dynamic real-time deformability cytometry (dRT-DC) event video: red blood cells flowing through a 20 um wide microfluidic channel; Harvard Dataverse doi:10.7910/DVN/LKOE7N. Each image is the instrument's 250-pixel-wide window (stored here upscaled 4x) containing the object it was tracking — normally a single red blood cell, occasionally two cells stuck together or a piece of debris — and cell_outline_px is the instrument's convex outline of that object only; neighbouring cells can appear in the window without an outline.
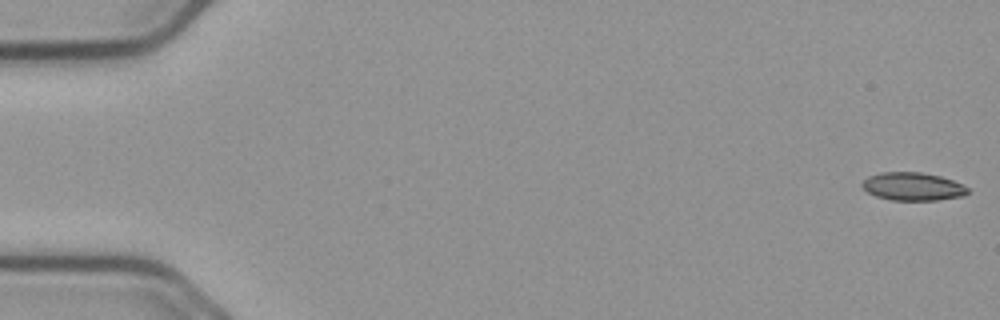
{"species": "common noctule bat (a hibernating species)", "species_latin": "Nyctalus noctula", "temperature_condition": "cold", "stored_images_in_passage": 56, "camera_frame_rate_fps": 3000, "um_per_image_px": 0.085, "animal": {"sex": "male", "body_mass_g": 23.1, "forearm_length_mm": 52.7}, "frame": {"image": 1, "passage_image": 1, "time_ms": 0.0, "image_size_px": [1000, 320], "cell_outline_px": [[968, 192], [964, 196], [940, 200], [892, 200], [876, 196], [868, 192], [860, 184], [868, 176], [880, 172], [920, 172], [940, 176], [952, 180], [968, 188]], "centroid_in_image_um": [77.58, 15.85], "position_along_channel_um": 7.4, "area_um2": 17.22}}
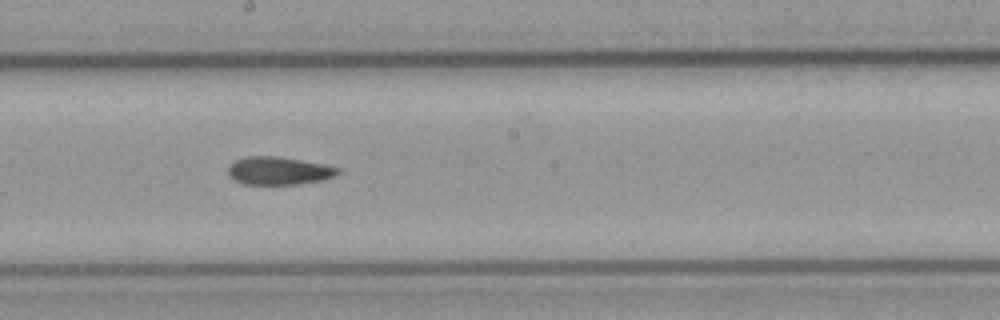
{"frame": {"image": 2, "passage_image": 31, "time_ms": 10.0, "image_size_px": [1000, 320], "cell_outline_px": [[340, 172], [336, 176], [320, 180], [296, 184], [244, 184], [228, 176], [228, 168], [236, 160], [248, 156], [276, 156], [324, 164], [340, 168]], "centroid_in_image_um": [23.71, 14.51], "position_along_channel_um": 224.5, "area_um2": 17.69}}
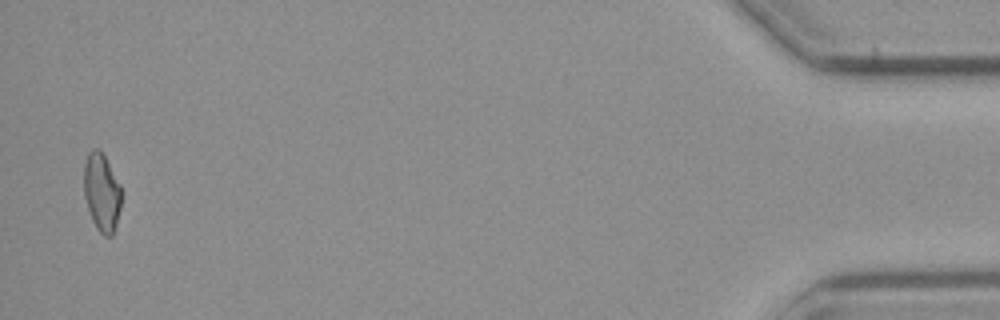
{"frame": {"image": 3, "passage_image": 55, "time_ms": 18.0, "image_size_px": [1000, 320], "cell_outline_px": [[120, 208], [116, 224], [112, 236], [104, 236], [96, 228], [92, 220], [84, 196], [84, 164], [88, 152], [92, 148], [100, 148], [120, 184]], "centroid_in_image_um": [8.63, 16.32], "position_along_channel_um": 426.6, "area_um2": 16.99}, "authors_computed_cell_mechanics": {"area_um2": 17.7446, "velocity_mm_per_s": 3.6885, "shape_relaxation_time_tau1_ms": null, "shape_relaxation_time_tau2_ms": 3.323, "deformation_change_tau1": null, "deformation_change_tau2": 0.0918}}